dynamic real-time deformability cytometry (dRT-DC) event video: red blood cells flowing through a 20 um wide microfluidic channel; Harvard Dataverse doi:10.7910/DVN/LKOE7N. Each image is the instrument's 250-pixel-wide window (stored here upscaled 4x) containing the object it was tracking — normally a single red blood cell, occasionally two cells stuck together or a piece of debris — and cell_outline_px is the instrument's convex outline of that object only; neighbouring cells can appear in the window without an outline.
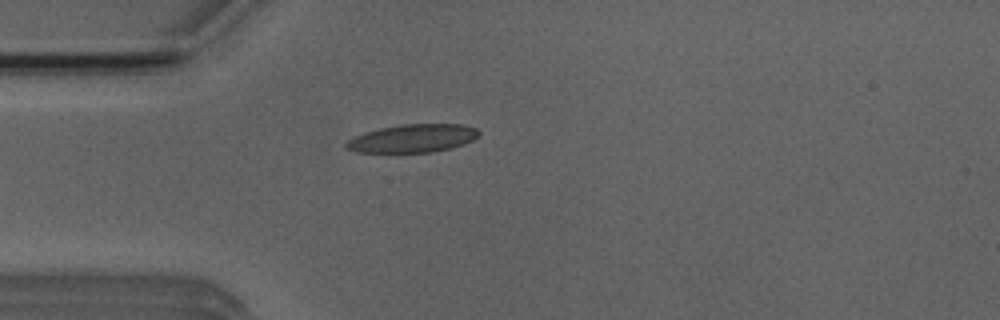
{"species": "Egyptian fruit bat (a non-hibernating species)", "species_latin": "Rousettus aegyptiacus", "temperature_condition": "room temperature", "stored_images_in_passage": 4, "camera_frame_rate_fps": 3000, "um_per_image_px": 0.085, "animal": {"sex": "male"}, "frame": {"image": 1, "passage_image": 4, "time_ms": 4.333, "image_size_px": [1000, 320], "cell_outline_px": [[480, 132], [472, 140], [464, 144], [452, 148], [432, 152], [356, 152], [344, 148], [344, 144], [348, 140], [364, 132], [380, 128], [404, 124], [460, 124], [476, 128]], "centroid_in_image_um": [35.06, 11.76], "position_along_channel_um": 49.9, "area_um2": 21.68}}